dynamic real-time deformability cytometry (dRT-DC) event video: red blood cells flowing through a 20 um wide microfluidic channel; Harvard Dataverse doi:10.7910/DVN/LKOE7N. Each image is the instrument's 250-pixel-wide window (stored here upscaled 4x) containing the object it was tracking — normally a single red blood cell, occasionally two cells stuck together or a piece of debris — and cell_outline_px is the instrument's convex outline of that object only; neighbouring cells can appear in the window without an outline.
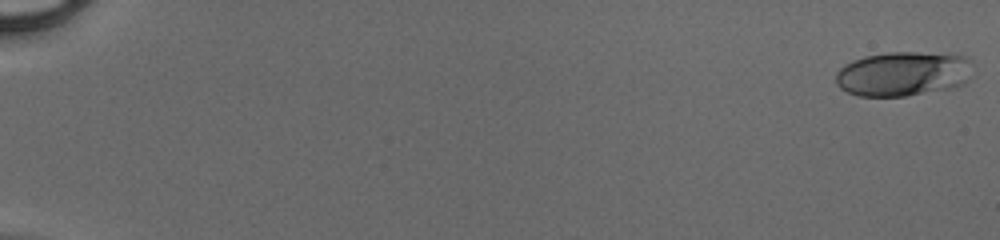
{"species": "human", "species_latin": "Homo sapiens", "temperature_condition": "cold", "stored_images_in_passage": 50, "camera_frame_rate_fps": 3000, "um_per_image_px": 0.085, "donor": {"sex": "male"}, "frame": {"image": 1, "passage_image": 1, "time_ms": 0.0, "image_size_px": [1000, 240], "cell_outline_px": [[972, 60], [964, 84], [956, 88], [904, 96], [860, 96], [848, 92], [840, 88], [836, 84], [836, 72], [844, 64], [852, 60], [864, 56], [888, 52], [916, 52], [964, 56]], "centroid_in_image_um": [76.72, 6.28], "position_along_channel_um": 8.3, "area_um2": 35.55}}
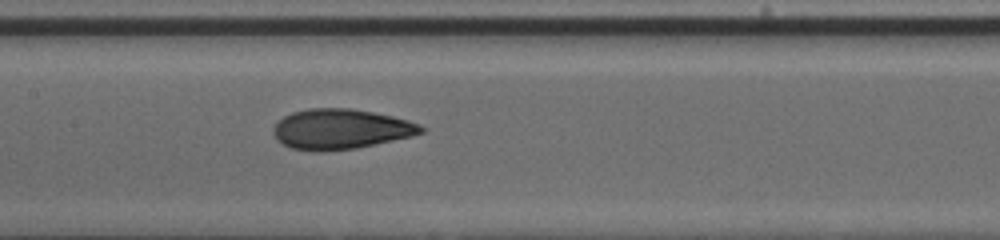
{"frame": {"image": 2, "passage_image": 27, "time_ms": 8.667, "image_size_px": [1000, 240], "cell_outline_px": [[428, 128], [424, 132], [412, 136], [356, 148], [320, 152], [312, 152], [292, 148], [276, 140], [272, 132], [272, 128], [284, 116], [292, 112], [308, 108], [352, 108], [392, 116], [408, 120], [420, 124]], "centroid_in_image_um": [28.96, 10.98], "position_along_channel_um": 178.4, "area_um2": 34.8}}
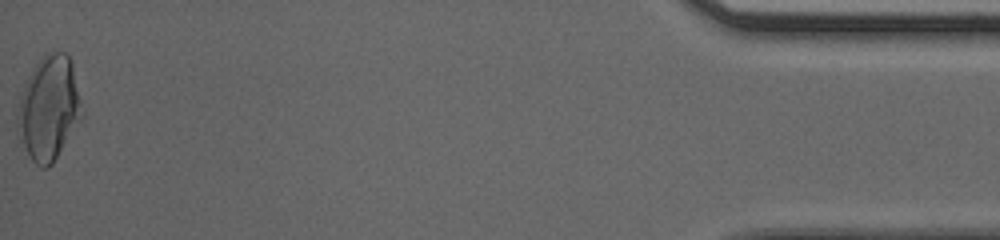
{"frame": {"image": 3, "passage_image": 50, "time_ms": 16.333, "image_size_px": [1000, 240], "cell_outline_px": [[84, 116], [52, 164], [48, 168], [40, 168], [32, 160], [20, 140], [16, 128], [16, 120], [20, 96], [24, 84], [32, 68], [44, 52], [64, 52], [72, 60]], "centroid_in_image_um": [4.15, 9.18], "position_along_channel_um": 431.0, "area_um2": 39.54}}